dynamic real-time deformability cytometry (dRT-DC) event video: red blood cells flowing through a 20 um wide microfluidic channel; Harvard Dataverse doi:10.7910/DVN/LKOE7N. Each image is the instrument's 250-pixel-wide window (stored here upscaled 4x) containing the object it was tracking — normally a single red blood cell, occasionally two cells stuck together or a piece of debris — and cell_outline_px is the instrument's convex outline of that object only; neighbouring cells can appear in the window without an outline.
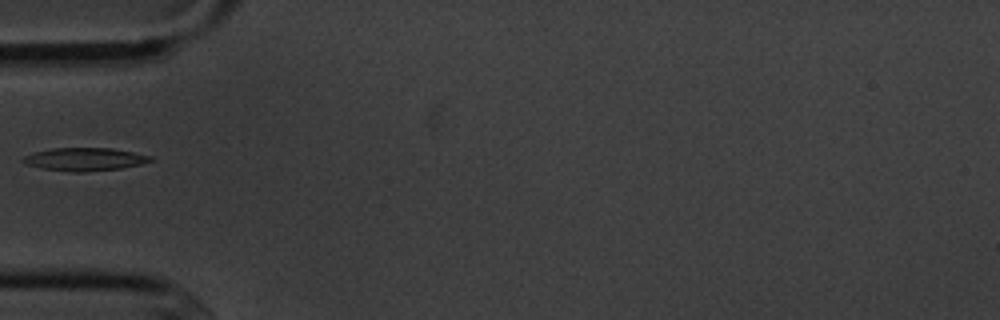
{"species": "common noctule bat (a hibernating species)", "species_latin": "Nyctalus noctula", "temperature_condition": "cold", "stored_images_in_passage": 3, "camera_frame_rate_fps": 3000, "um_per_image_px": 0.085, "animal": {"sex": "male", "body_mass_g": 20.1, "forearm_length_mm": 53.5}, "frame": {"image": 1, "passage_image": 2, "time_ms": 1.333, "image_size_px": [1000, 320], "cell_outline_px": [[156, 160], [140, 164], [120, 168], [84, 172], [72, 172], [40, 168], [24, 164], [20, 160], [24, 156], [32, 152], [52, 148], [112, 148], [152, 156]], "centroid_in_image_um": [7.16, 13.53], "position_along_channel_um": 77.8, "area_um2": 17.22}}
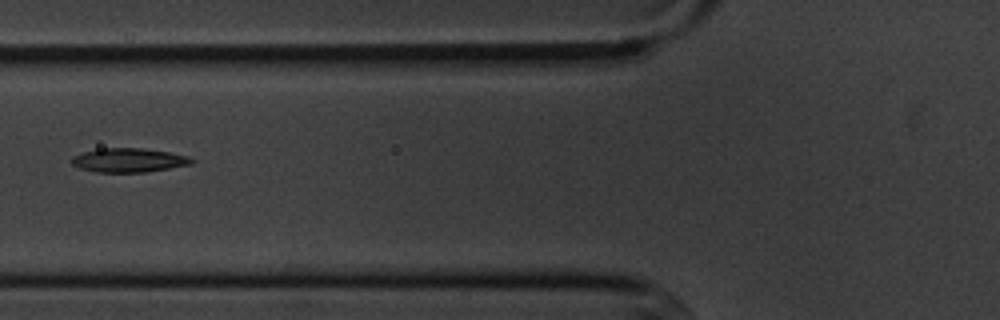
{"frame": {"image": 2, "passage_image": 3, "time_ms": 2.333, "image_size_px": [1000, 320], "cell_outline_px": [[196, 160], [192, 164], [144, 172], [96, 172], [80, 168], [72, 164], [72, 156], [84, 152], [100, 148], [144, 148], [168, 152], [188, 156]], "centroid_in_image_um": [10.95, 13.61], "position_along_channel_um": 114.8, "area_um2": 16.7}}